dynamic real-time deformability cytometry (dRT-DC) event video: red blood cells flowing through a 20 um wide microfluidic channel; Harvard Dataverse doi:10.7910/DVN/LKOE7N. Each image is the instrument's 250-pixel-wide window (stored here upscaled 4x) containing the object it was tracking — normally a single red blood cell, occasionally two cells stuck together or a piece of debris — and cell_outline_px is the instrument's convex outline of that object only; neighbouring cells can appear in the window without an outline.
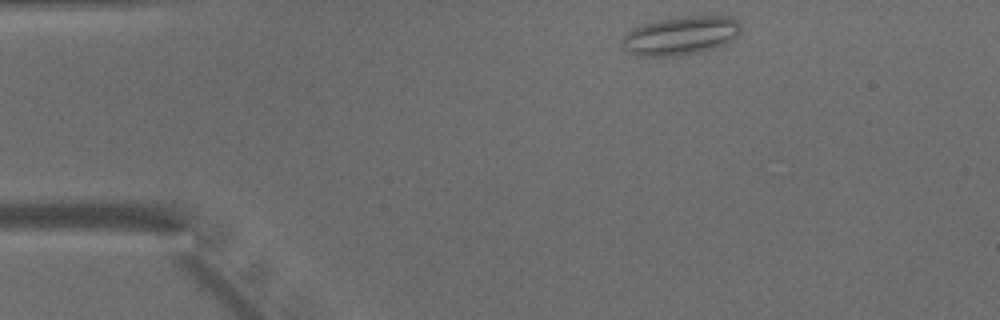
{"species": "common noctule bat (a hibernating species)", "species_latin": "Nyctalus noctula", "temperature_condition": "warm", "stored_images_in_passage": 41, "camera_frame_rate_fps": 3000, "um_per_image_px": 0.085, "animal": {"sex": "male", "body_mass_g": 15.6}, "frame": {"image": 1, "passage_image": 1, "time_ms": 0.0, "image_size_px": [1000, 320], "cell_outline_px": [[740, 32], [736, 36], [724, 44], [716, 48], [700, 52], [672, 56], [640, 56], [628, 52], [620, 44], [620, 40], [632, 28], [640, 24], [656, 20], [680, 16], [732, 16], [740, 24]], "centroid_in_image_um": [57.82, 3.02], "position_along_channel_um": 27.2, "area_um2": 26.93}}
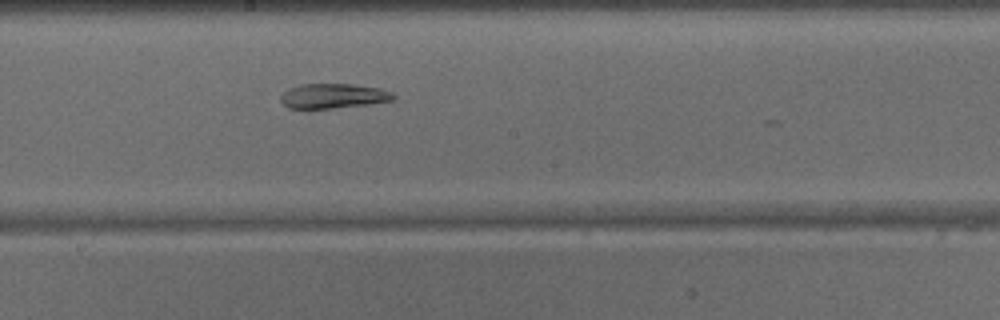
{"frame": {"image": 2, "passage_image": 19, "time_ms": 6.0, "image_size_px": [1000, 320], "cell_outline_px": [[396, 96], [392, 100], [368, 104], [332, 108], [288, 108], [280, 100], [280, 96], [288, 88], [300, 84], [352, 84], [380, 88], [392, 92]], "centroid_in_image_um": [28.31, 8.15], "position_along_channel_um": 219.9, "area_um2": 16.18}}
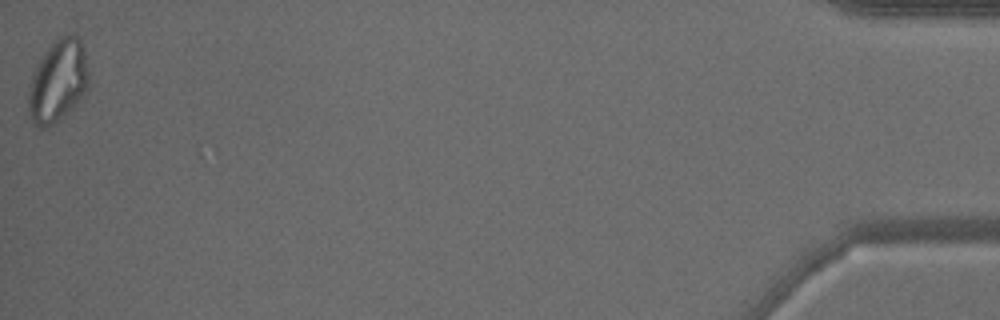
{"frame": {"image": 3, "passage_image": 41, "time_ms": 13.333, "image_size_px": [1000, 320], "cell_outline_px": [[88, 88], [72, 108], [48, 128], [40, 128], [32, 120], [28, 112], [28, 88], [36, 68], [44, 52], [64, 32], [72, 32], [80, 40], [88, 68]], "centroid_in_image_um": [4.92, 6.88], "position_along_channel_um": 430.3, "area_um2": 28.61}}